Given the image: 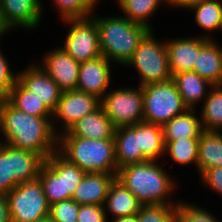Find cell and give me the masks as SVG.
Masks as SVG:
<instances>
[{
    "label": "cell",
    "instance_id": "obj_13",
    "mask_svg": "<svg viewBox=\"0 0 222 222\" xmlns=\"http://www.w3.org/2000/svg\"><path fill=\"white\" fill-rule=\"evenodd\" d=\"M41 67L64 92L76 90L80 63L75 61L62 47L51 50L42 59Z\"/></svg>",
    "mask_w": 222,
    "mask_h": 222
},
{
    "label": "cell",
    "instance_id": "obj_21",
    "mask_svg": "<svg viewBox=\"0 0 222 222\" xmlns=\"http://www.w3.org/2000/svg\"><path fill=\"white\" fill-rule=\"evenodd\" d=\"M193 72L212 85H222V46L214 39L201 48Z\"/></svg>",
    "mask_w": 222,
    "mask_h": 222
},
{
    "label": "cell",
    "instance_id": "obj_5",
    "mask_svg": "<svg viewBox=\"0 0 222 222\" xmlns=\"http://www.w3.org/2000/svg\"><path fill=\"white\" fill-rule=\"evenodd\" d=\"M153 31L149 30L140 40L126 65L136 68L140 75V86L172 79L166 44L155 38Z\"/></svg>",
    "mask_w": 222,
    "mask_h": 222
},
{
    "label": "cell",
    "instance_id": "obj_33",
    "mask_svg": "<svg viewBox=\"0 0 222 222\" xmlns=\"http://www.w3.org/2000/svg\"><path fill=\"white\" fill-rule=\"evenodd\" d=\"M177 205H143L137 222H176Z\"/></svg>",
    "mask_w": 222,
    "mask_h": 222
},
{
    "label": "cell",
    "instance_id": "obj_25",
    "mask_svg": "<svg viewBox=\"0 0 222 222\" xmlns=\"http://www.w3.org/2000/svg\"><path fill=\"white\" fill-rule=\"evenodd\" d=\"M222 167V133L204 130L199 137L197 169L199 175L206 169Z\"/></svg>",
    "mask_w": 222,
    "mask_h": 222
},
{
    "label": "cell",
    "instance_id": "obj_43",
    "mask_svg": "<svg viewBox=\"0 0 222 222\" xmlns=\"http://www.w3.org/2000/svg\"><path fill=\"white\" fill-rule=\"evenodd\" d=\"M36 222H53L50 216L37 220Z\"/></svg>",
    "mask_w": 222,
    "mask_h": 222
},
{
    "label": "cell",
    "instance_id": "obj_42",
    "mask_svg": "<svg viewBox=\"0 0 222 222\" xmlns=\"http://www.w3.org/2000/svg\"><path fill=\"white\" fill-rule=\"evenodd\" d=\"M113 221L111 222H137V216L136 215H130V216H124V217H118V218H112ZM110 222V221H109Z\"/></svg>",
    "mask_w": 222,
    "mask_h": 222
},
{
    "label": "cell",
    "instance_id": "obj_20",
    "mask_svg": "<svg viewBox=\"0 0 222 222\" xmlns=\"http://www.w3.org/2000/svg\"><path fill=\"white\" fill-rule=\"evenodd\" d=\"M114 149L117 169L123 166L148 161L138 149V123L119 127L114 133Z\"/></svg>",
    "mask_w": 222,
    "mask_h": 222
},
{
    "label": "cell",
    "instance_id": "obj_32",
    "mask_svg": "<svg viewBox=\"0 0 222 222\" xmlns=\"http://www.w3.org/2000/svg\"><path fill=\"white\" fill-rule=\"evenodd\" d=\"M54 2L62 21L89 18L95 10L93 0H54Z\"/></svg>",
    "mask_w": 222,
    "mask_h": 222
},
{
    "label": "cell",
    "instance_id": "obj_8",
    "mask_svg": "<svg viewBox=\"0 0 222 222\" xmlns=\"http://www.w3.org/2000/svg\"><path fill=\"white\" fill-rule=\"evenodd\" d=\"M11 222H36L50 215V204L39 179L23 182L6 194Z\"/></svg>",
    "mask_w": 222,
    "mask_h": 222
},
{
    "label": "cell",
    "instance_id": "obj_22",
    "mask_svg": "<svg viewBox=\"0 0 222 222\" xmlns=\"http://www.w3.org/2000/svg\"><path fill=\"white\" fill-rule=\"evenodd\" d=\"M142 206L143 204L117 178L110 185L103 205L107 219L108 210L114 218H118L136 215Z\"/></svg>",
    "mask_w": 222,
    "mask_h": 222
},
{
    "label": "cell",
    "instance_id": "obj_35",
    "mask_svg": "<svg viewBox=\"0 0 222 222\" xmlns=\"http://www.w3.org/2000/svg\"><path fill=\"white\" fill-rule=\"evenodd\" d=\"M79 213V204L72 198L53 203L50 206V217L53 222H75Z\"/></svg>",
    "mask_w": 222,
    "mask_h": 222
},
{
    "label": "cell",
    "instance_id": "obj_39",
    "mask_svg": "<svg viewBox=\"0 0 222 222\" xmlns=\"http://www.w3.org/2000/svg\"><path fill=\"white\" fill-rule=\"evenodd\" d=\"M200 175L206 186L222 196V167L206 169Z\"/></svg>",
    "mask_w": 222,
    "mask_h": 222
},
{
    "label": "cell",
    "instance_id": "obj_44",
    "mask_svg": "<svg viewBox=\"0 0 222 222\" xmlns=\"http://www.w3.org/2000/svg\"><path fill=\"white\" fill-rule=\"evenodd\" d=\"M3 34H4V35L7 34V31H6V30L1 26V24H0V40L2 39Z\"/></svg>",
    "mask_w": 222,
    "mask_h": 222
},
{
    "label": "cell",
    "instance_id": "obj_4",
    "mask_svg": "<svg viewBox=\"0 0 222 222\" xmlns=\"http://www.w3.org/2000/svg\"><path fill=\"white\" fill-rule=\"evenodd\" d=\"M58 151L86 173L118 172L114 139L58 137Z\"/></svg>",
    "mask_w": 222,
    "mask_h": 222
},
{
    "label": "cell",
    "instance_id": "obj_12",
    "mask_svg": "<svg viewBox=\"0 0 222 222\" xmlns=\"http://www.w3.org/2000/svg\"><path fill=\"white\" fill-rule=\"evenodd\" d=\"M100 99L95 95L79 90H68L61 94L59 103L53 111L52 119L61 120L64 133L78 120L100 107ZM55 117V118H54ZM57 118V119H56ZM56 119V120H55Z\"/></svg>",
    "mask_w": 222,
    "mask_h": 222
},
{
    "label": "cell",
    "instance_id": "obj_19",
    "mask_svg": "<svg viewBox=\"0 0 222 222\" xmlns=\"http://www.w3.org/2000/svg\"><path fill=\"white\" fill-rule=\"evenodd\" d=\"M117 174L86 173L76 187L72 197L79 205L103 206L108 195L110 185Z\"/></svg>",
    "mask_w": 222,
    "mask_h": 222
},
{
    "label": "cell",
    "instance_id": "obj_9",
    "mask_svg": "<svg viewBox=\"0 0 222 222\" xmlns=\"http://www.w3.org/2000/svg\"><path fill=\"white\" fill-rule=\"evenodd\" d=\"M100 105L115 128L141 123L143 117V90L118 88L107 92L100 99Z\"/></svg>",
    "mask_w": 222,
    "mask_h": 222
},
{
    "label": "cell",
    "instance_id": "obj_28",
    "mask_svg": "<svg viewBox=\"0 0 222 222\" xmlns=\"http://www.w3.org/2000/svg\"><path fill=\"white\" fill-rule=\"evenodd\" d=\"M204 101L200 115L203 130L222 131V85L211 87Z\"/></svg>",
    "mask_w": 222,
    "mask_h": 222
},
{
    "label": "cell",
    "instance_id": "obj_2",
    "mask_svg": "<svg viewBox=\"0 0 222 222\" xmlns=\"http://www.w3.org/2000/svg\"><path fill=\"white\" fill-rule=\"evenodd\" d=\"M167 173L158 161H145L123 166L118 169L116 178L143 205H177L178 202L170 199L177 187Z\"/></svg>",
    "mask_w": 222,
    "mask_h": 222
},
{
    "label": "cell",
    "instance_id": "obj_7",
    "mask_svg": "<svg viewBox=\"0 0 222 222\" xmlns=\"http://www.w3.org/2000/svg\"><path fill=\"white\" fill-rule=\"evenodd\" d=\"M45 160L38 154L0 143V193L7 194L23 182L38 179Z\"/></svg>",
    "mask_w": 222,
    "mask_h": 222
},
{
    "label": "cell",
    "instance_id": "obj_3",
    "mask_svg": "<svg viewBox=\"0 0 222 222\" xmlns=\"http://www.w3.org/2000/svg\"><path fill=\"white\" fill-rule=\"evenodd\" d=\"M95 16L94 13L91 15L98 26L101 54L112 63L126 66L140 40L150 29L125 16Z\"/></svg>",
    "mask_w": 222,
    "mask_h": 222
},
{
    "label": "cell",
    "instance_id": "obj_26",
    "mask_svg": "<svg viewBox=\"0 0 222 222\" xmlns=\"http://www.w3.org/2000/svg\"><path fill=\"white\" fill-rule=\"evenodd\" d=\"M138 149L148 161H158L165 154L162 127L147 122L138 123Z\"/></svg>",
    "mask_w": 222,
    "mask_h": 222
},
{
    "label": "cell",
    "instance_id": "obj_41",
    "mask_svg": "<svg viewBox=\"0 0 222 222\" xmlns=\"http://www.w3.org/2000/svg\"><path fill=\"white\" fill-rule=\"evenodd\" d=\"M164 1V2H163ZM199 0H162L166 6L177 7V8H187L189 9L191 6L195 5Z\"/></svg>",
    "mask_w": 222,
    "mask_h": 222
},
{
    "label": "cell",
    "instance_id": "obj_30",
    "mask_svg": "<svg viewBox=\"0 0 222 222\" xmlns=\"http://www.w3.org/2000/svg\"><path fill=\"white\" fill-rule=\"evenodd\" d=\"M162 0H122L119 8L130 21L142 24L152 30L148 19L159 9Z\"/></svg>",
    "mask_w": 222,
    "mask_h": 222
},
{
    "label": "cell",
    "instance_id": "obj_15",
    "mask_svg": "<svg viewBox=\"0 0 222 222\" xmlns=\"http://www.w3.org/2000/svg\"><path fill=\"white\" fill-rule=\"evenodd\" d=\"M17 81L29 92L34 93L53 112L61 98L62 90L56 82L35 63L17 73Z\"/></svg>",
    "mask_w": 222,
    "mask_h": 222
},
{
    "label": "cell",
    "instance_id": "obj_1",
    "mask_svg": "<svg viewBox=\"0 0 222 222\" xmlns=\"http://www.w3.org/2000/svg\"><path fill=\"white\" fill-rule=\"evenodd\" d=\"M52 118L27 114L13 107L6 99L0 101V143L17 150H27L46 160L58 150V133Z\"/></svg>",
    "mask_w": 222,
    "mask_h": 222
},
{
    "label": "cell",
    "instance_id": "obj_6",
    "mask_svg": "<svg viewBox=\"0 0 222 222\" xmlns=\"http://www.w3.org/2000/svg\"><path fill=\"white\" fill-rule=\"evenodd\" d=\"M142 90L143 122L163 127L188 109L172 79L144 85Z\"/></svg>",
    "mask_w": 222,
    "mask_h": 222
},
{
    "label": "cell",
    "instance_id": "obj_38",
    "mask_svg": "<svg viewBox=\"0 0 222 222\" xmlns=\"http://www.w3.org/2000/svg\"><path fill=\"white\" fill-rule=\"evenodd\" d=\"M77 222H108L104 207L100 205H79Z\"/></svg>",
    "mask_w": 222,
    "mask_h": 222
},
{
    "label": "cell",
    "instance_id": "obj_36",
    "mask_svg": "<svg viewBox=\"0 0 222 222\" xmlns=\"http://www.w3.org/2000/svg\"><path fill=\"white\" fill-rule=\"evenodd\" d=\"M86 172L70 162L63 156V185L64 194H69L73 197L76 187L84 177Z\"/></svg>",
    "mask_w": 222,
    "mask_h": 222
},
{
    "label": "cell",
    "instance_id": "obj_11",
    "mask_svg": "<svg viewBox=\"0 0 222 222\" xmlns=\"http://www.w3.org/2000/svg\"><path fill=\"white\" fill-rule=\"evenodd\" d=\"M42 6L40 0H0V24L7 32L18 27L35 29L44 13Z\"/></svg>",
    "mask_w": 222,
    "mask_h": 222
},
{
    "label": "cell",
    "instance_id": "obj_34",
    "mask_svg": "<svg viewBox=\"0 0 222 222\" xmlns=\"http://www.w3.org/2000/svg\"><path fill=\"white\" fill-rule=\"evenodd\" d=\"M176 222H220V219L218 221L210 212L200 206L178 201Z\"/></svg>",
    "mask_w": 222,
    "mask_h": 222
},
{
    "label": "cell",
    "instance_id": "obj_24",
    "mask_svg": "<svg viewBox=\"0 0 222 222\" xmlns=\"http://www.w3.org/2000/svg\"><path fill=\"white\" fill-rule=\"evenodd\" d=\"M195 109H187L184 113L175 116L163 127L164 144L182 138H199L204 131L200 117L196 116Z\"/></svg>",
    "mask_w": 222,
    "mask_h": 222
},
{
    "label": "cell",
    "instance_id": "obj_45",
    "mask_svg": "<svg viewBox=\"0 0 222 222\" xmlns=\"http://www.w3.org/2000/svg\"><path fill=\"white\" fill-rule=\"evenodd\" d=\"M94 1V4L96 6V3H98V0H93ZM122 0H118V4L121 2Z\"/></svg>",
    "mask_w": 222,
    "mask_h": 222
},
{
    "label": "cell",
    "instance_id": "obj_14",
    "mask_svg": "<svg viewBox=\"0 0 222 222\" xmlns=\"http://www.w3.org/2000/svg\"><path fill=\"white\" fill-rule=\"evenodd\" d=\"M201 36V37H200ZM198 35L197 37H186L169 39L165 41L169 69L171 74L180 72L193 71L194 63H196L201 48L209 41L212 36Z\"/></svg>",
    "mask_w": 222,
    "mask_h": 222
},
{
    "label": "cell",
    "instance_id": "obj_16",
    "mask_svg": "<svg viewBox=\"0 0 222 222\" xmlns=\"http://www.w3.org/2000/svg\"><path fill=\"white\" fill-rule=\"evenodd\" d=\"M111 62L103 55L81 62L76 90L95 95L99 99L107 92L111 80Z\"/></svg>",
    "mask_w": 222,
    "mask_h": 222
},
{
    "label": "cell",
    "instance_id": "obj_18",
    "mask_svg": "<svg viewBox=\"0 0 222 222\" xmlns=\"http://www.w3.org/2000/svg\"><path fill=\"white\" fill-rule=\"evenodd\" d=\"M38 179L50 205L72 198L69 194H64L63 155L58 150L45 160Z\"/></svg>",
    "mask_w": 222,
    "mask_h": 222
},
{
    "label": "cell",
    "instance_id": "obj_37",
    "mask_svg": "<svg viewBox=\"0 0 222 222\" xmlns=\"http://www.w3.org/2000/svg\"><path fill=\"white\" fill-rule=\"evenodd\" d=\"M7 57L0 50V101L5 100L17 81V74L12 72Z\"/></svg>",
    "mask_w": 222,
    "mask_h": 222
},
{
    "label": "cell",
    "instance_id": "obj_27",
    "mask_svg": "<svg viewBox=\"0 0 222 222\" xmlns=\"http://www.w3.org/2000/svg\"><path fill=\"white\" fill-rule=\"evenodd\" d=\"M6 100L16 109L39 117L53 118V112L34 93L26 90L18 81L10 90Z\"/></svg>",
    "mask_w": 222,
    "mask_h": 222
},
{
    "label": "cell",
    "instance_id": "obj_23",
    "mask_svg": "<svg viewBox=\"0 0 222 222\" xmlns=\"http://www.w3.org/2000/svg\"><path fill=\"white\" fill-rule=\"evenodd\" d=\"M172 80L182 97L184 105L188 109H195L196 104L207 98L208 87L212 85L209 81L201 78L196 72L187 71L172 75Z\"/></svg>",
    "mask_w": 222,
    "mask_h": 222
},
{
    "label": "cell",
    "instance_id": "obj_40",
    "mask_svg": "<svg viewBox=\"0 0 222 222\" xmlns=\"http://www.w3.org/2000/svg\"><path fill=\"white\" fill-rule=\"evenodd\" d=\"M0 222H11L6 194L0 193Z\"/></svg>",
    "mask_w": 222,
    "mask_h": 222
},
{
    "label": "cell",
    "instance_id": "obj_10",
    "mask_svg": "<svg viewBox=\"0 0 222 222\" xmlns=\"http://www.w3.org/2000/svg\"><path fill=\"white\" fill-rule=\"evenodd\" d=\"M70 24L62 47L75 61L81 63L101 56L99 30L92 17L66 19Z\"/></svg>",
    "mask_w": 222,
    "mask_h": 222
},
{
    "label": "cell",
    "instance_id": "obj_31",
    "mask_svg": "<svg viewBox=\"0 0 222 222\" xmlns=\"http://www.w3.org/2000/svg\"><path fill=\"white\" fill-rule=\"evenodd\" d=\"M199 138H182L165 144V153L178 165L194 164L197 167Z\"/></svg>",
    "mask_w": 222,
    "mask_h": 222
},
{
    "label": "cell",
    "instance_id": "obj_17",
    "mask_svg": "<svg viewBox=\"0 0 222 222\" xmlns=\"http://www.w3.org/2000/svg\"><path fill=\"white\" fill-rule=\"evenodd\" d=\"M115 127L100 106L94 112L75 122L68 131L59 133L58 137H81L89 139H114Z\"/></svg>",
    "mask_w": 222,
    "mask_h": 222
},
{
    "label": "cell",
    "instance_id": "obj_29",
    "mask_svg": "<svg viewBox=\"0 0 222 222\" xmlns=\"http://www.w3.org/2000/svg\"><path fill=\"white\" fill-rule=\"evenodd\" d=\"M221 0H199L189 9L195 11V21L207 32L220 30L222 20Z\"/></svg>",
    "mask_w": 222,
    "mask_h": 222
}]
</instances>
